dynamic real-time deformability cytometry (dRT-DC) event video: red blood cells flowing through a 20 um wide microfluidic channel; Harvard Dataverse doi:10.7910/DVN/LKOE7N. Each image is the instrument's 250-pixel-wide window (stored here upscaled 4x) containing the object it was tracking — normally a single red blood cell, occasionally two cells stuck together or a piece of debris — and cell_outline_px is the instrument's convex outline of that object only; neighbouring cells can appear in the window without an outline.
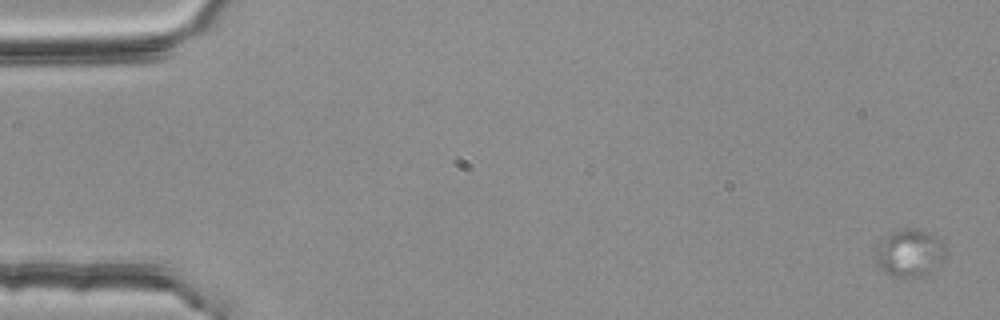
{"species": "common noctule bat (a hibernating species)", "species_latin": "Nyctalus noctula", "temperature_condition": "room temperature", "stored_images_in_passage": 55, "camera_frame_rate_fps": 3000, "um_per_image_px": 0.085, "animal": {"sex": "female", "body_mass_g": 25.1}, "frame": {"image": 1, "passage_image": 1, "time_ms": 0.0, "image_size_px": [1000, 320], "cell_outline_px": [[948, 252], [944, 260], [932, 272], [916, 280], [904, 280], [892, 276], [884, 272], [880, 268], [876, 260], [872, 248], [876, 240], [888, 232], [904, 228], [916, 228], [928, 232], [940, 240], [948, 248]], "centroid_in_image_um": [77.28, 21.53], "position_along_channel_um": 7.7, "area_um2": 20.98}}
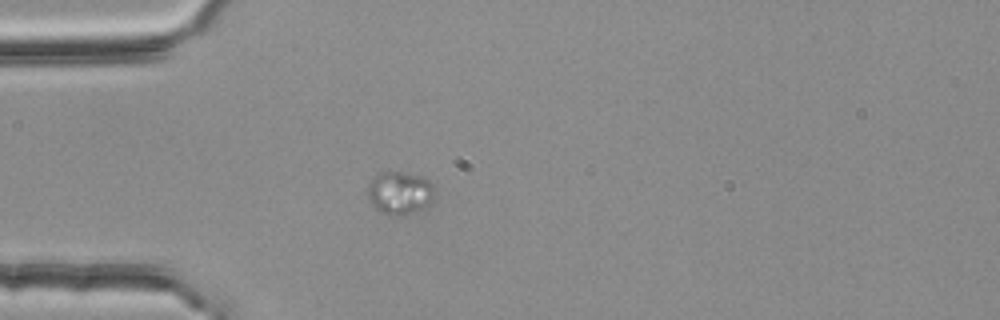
{"frame": {"image": 2, "passage_image": 16, "time_ms": 5.0, "image_size_px": [1000, 320], "cell_outline_px": [[432, 196], [420, 208], [408, 216], [392, 216], [380, 212], [368, 200], [368, 184], [376, 176], [384, 172], [404, 172], [420, 176], [428, 180], [432, 184]], "centroid_in_image_um": [33.91, 16.41], "position_along_channel_um": 51.1, "area_um2": 16.3}}